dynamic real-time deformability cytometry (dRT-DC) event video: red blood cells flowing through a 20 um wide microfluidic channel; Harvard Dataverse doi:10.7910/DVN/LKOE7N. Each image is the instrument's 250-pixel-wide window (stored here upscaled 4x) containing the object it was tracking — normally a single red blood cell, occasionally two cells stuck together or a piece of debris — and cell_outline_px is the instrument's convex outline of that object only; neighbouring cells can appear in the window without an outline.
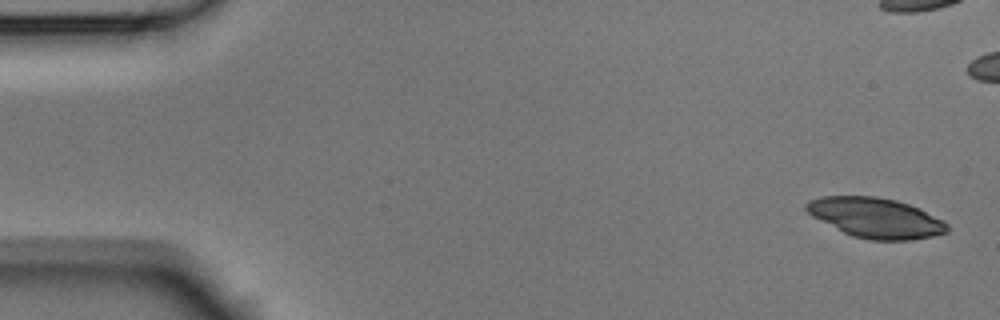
{"species": "Egyptian fruit bat (a non-hibernating species)", "species_latin": "Rousettus aegyptiacus", "temperature_condition": "room temperature", "stored_images_in_passage": 7, "camera_frame_rate_fps": 3000, "um_per_image_px": 0.085, "animal": {"sex": "male"}, "frame": {"image": 1, "passage_image": 1, "time_ms": 0.0, "image_size_px": [1000, 320], "cell_outline_px": [[948, 232], [932, 236], [912, 240], [868, 240], [852, 236], [812, 216], [804, 208], [804, 204], [808, 200], [820, 196], [876, 196], [896, 200], [920, 208], [944, 220], [948, 224]], "centroid_in_image_um": [74.44, 18.51], "position_along_channel_um": 10.6, "area_um2": 33.0}}